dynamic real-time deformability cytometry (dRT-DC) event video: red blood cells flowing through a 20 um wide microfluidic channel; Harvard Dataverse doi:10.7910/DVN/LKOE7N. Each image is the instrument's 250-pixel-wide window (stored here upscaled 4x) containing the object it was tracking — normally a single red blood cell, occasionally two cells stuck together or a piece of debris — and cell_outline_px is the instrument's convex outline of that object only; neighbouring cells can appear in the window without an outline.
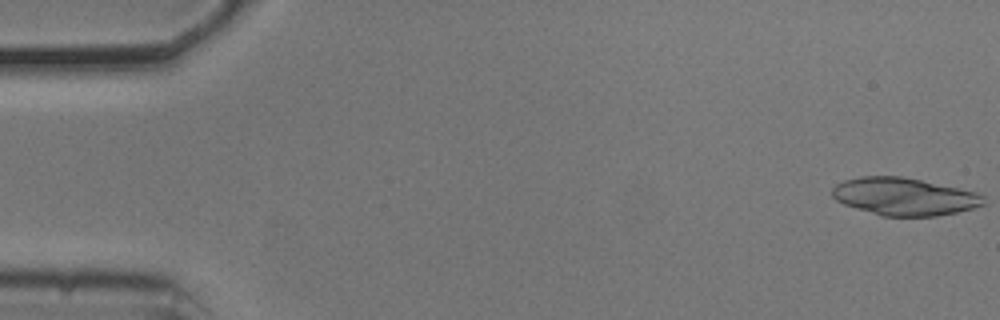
{"species": "common noctule bat (a hibernating species)", "species_latin": "Nyctalus noctula", "temperature_condition": "cold", "stored_images_in_passage": 53, "segment_of_instrument_passage": [1, 2], "camera_frame_rate_fps": 3000, "um_per_image_px": 0.085, "animal": {"sex": "male", "body_mass_g": 20.5, "forearm_length_mm": 52.5}, "frame": {"image": 1, "passage_image": 1, "time_ms": 0.0, "image_size_px": [1000, 320], "cell_outline_px": [[984, 204], [972, 208], [956, 212], [936, 216], [880, 216], [844, 204], [836, 200], [832, 196], [832, 188], [836, 184], [844, 180], [860, 176], [900, 176], [920, 180], [976, 192], [984, 196]], "centroid_in_image_um": [76.82, 16.71], "position_along_channel_um": 8.2, "area_um2": 32.95}}